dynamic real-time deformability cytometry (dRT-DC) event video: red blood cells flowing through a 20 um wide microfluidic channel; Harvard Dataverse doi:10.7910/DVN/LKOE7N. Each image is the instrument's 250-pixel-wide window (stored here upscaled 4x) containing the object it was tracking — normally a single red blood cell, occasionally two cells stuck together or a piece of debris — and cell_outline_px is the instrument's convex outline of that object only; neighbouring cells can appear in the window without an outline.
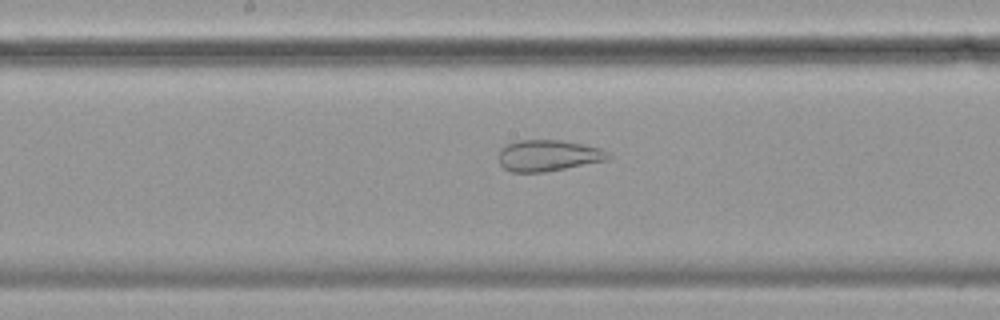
{"species": "common noctule bat (a hibernating species)", "species_latin": "Nyctalus noctula", "temperature_condition": "cold", "stored_images_in_passage": 42, "camera_frame_rate_fps": 3000, "um_per_image_px": 0.085, "animal": {"sex": "female", "body_mass_g": 19.9}, "frame": {"image": 1, "passage_image": 14, "time_ms": 4.333, "image_size_px": [1000, 320], "cell_outline_px": [[612, 156], [608, 160], [544, 172], [512, 172], [504, 168], [500, 164], [500, 148], [516, 140], [560, 140], [600, 148], [608, 152]], "centroid_in_image_um": [46.6, 13.22], "position_along_channel_um": 201.6, "area_um2": 19.83}}
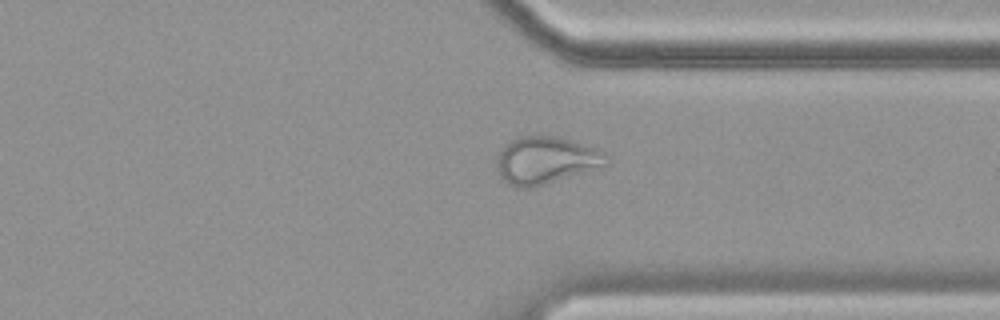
{"frame": {"image": 2, "passage_image": 28, "time_ms": 9.0, "image_size_px": [1000, 320], "cell_outline_px": [[608, 164], [604, 168], [532, 188], [516, 188], [508, 184], [500, 176], [496, 168], [496, 156], [504, 144], [520, 136], [536, 132], [556, 136], [572, 140], [600, 148], [608, 156]], "centroid_in_image_um": [46.43, 13.6], "position_along_channel_um": 365.0, "area_um2": 31.67}}
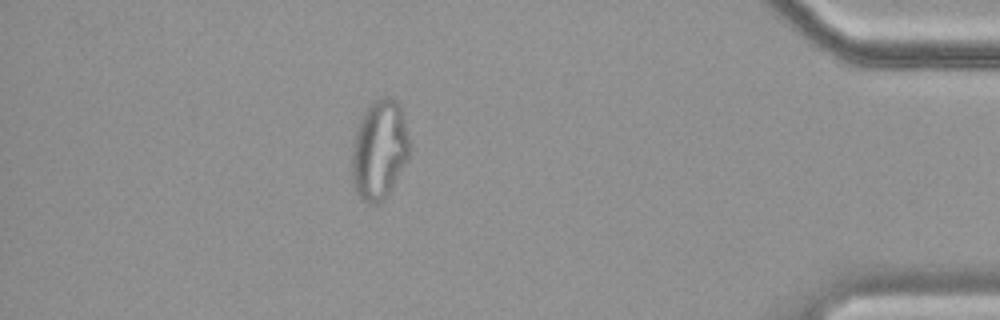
{"frame": {"image": 3, "passage_image": 35, "time_ms": 11.333, "image_size_px": [1000, 320], "cell_outline_px": [[408, 156], [404, 164], [384, 200], [380, 204], [368, 204], [360, 200], [356, 192], [352, 180], [352, 156], [356, 132], [360, 120], [364, 112], [380, 96], [392, 96], [400, 104], [404, 120], [408, 140]], "centroid_in_image_um": [32.22, 12.75], "position_along_channel_um": 403.0, "area_um2": 32.89}, "authors_computed_cell_mechanics": {"area_um2": 26.0389, "velocity_mm_per_s": 3.5034, "shape_relaxation_time_tau1_ms": null, "shape_relaxation_time_tau2_ms": 1.4962, "deformation_change_tau1": null, "deformation_change_tau2": 0.0851}}